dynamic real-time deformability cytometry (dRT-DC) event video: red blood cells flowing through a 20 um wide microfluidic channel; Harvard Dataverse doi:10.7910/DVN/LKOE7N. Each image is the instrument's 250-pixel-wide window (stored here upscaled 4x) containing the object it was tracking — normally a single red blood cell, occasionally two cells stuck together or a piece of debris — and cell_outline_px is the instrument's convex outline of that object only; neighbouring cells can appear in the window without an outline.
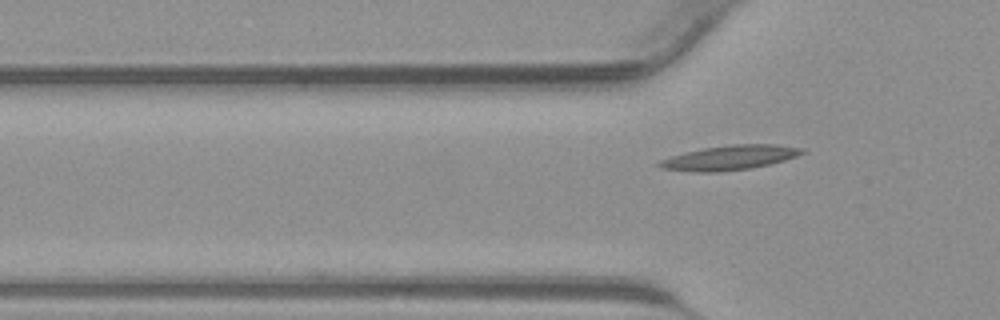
{"species": "common noctule bat (a hibernating species)", "species_latin": "Nyctalus noctula", "temperature_condition": "warm", "stored_images_in_passage": 4, "camera_frame_rate_fps": 3000, "um_per_image_px": 0.085, "animal": {"sex": "male", "body_mass_g": 23.1, "forearm_length_mm": 52.7}, "frame": {"image": 1, "passage_image": 4, "time_ms": 1.0, "image_size_px": [1000, 320], "cell_outline_px": [[804, 152], [796, 156], [784, 160], [768, 164], [748, 168], [720, 172], [692, 172], [660, 168], [656, 164], [660, 160], [672, 156], [704, 148], [732, 144], [776, 144], [804, 148]], "centroid_in_image_um": [62.01, 13.4], "position_along_channel_um": 63.8, "area_um2": 20.23}}